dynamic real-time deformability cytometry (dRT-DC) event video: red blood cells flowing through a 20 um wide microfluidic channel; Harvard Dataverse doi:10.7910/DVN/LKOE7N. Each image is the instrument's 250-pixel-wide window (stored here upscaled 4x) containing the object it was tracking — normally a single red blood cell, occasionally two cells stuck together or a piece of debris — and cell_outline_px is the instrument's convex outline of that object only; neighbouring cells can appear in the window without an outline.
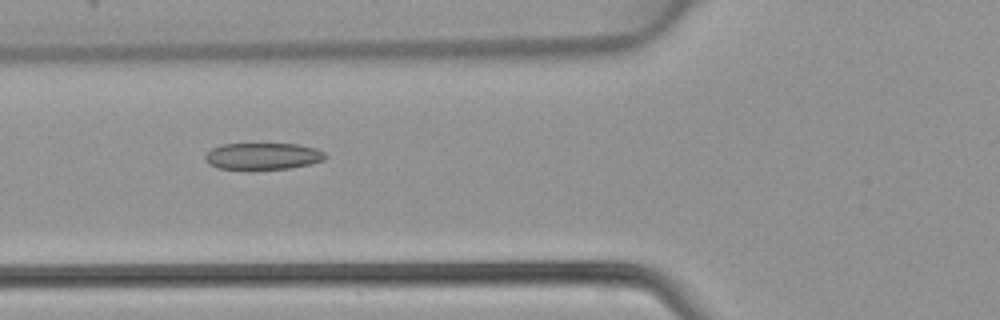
{"species": "common noctule bat (a hibernating species)", "species_latin": "Nyctalus noctula", "temperature_condition": "warm", "stored_images_in_passage": 47, "camera_frame_rate_fps": 3000, "um_per_image_px": 0.085, "animal": {"sex": "female", "body_mass_g": 22.7, "forearm_length_mm": 54.2}, "frame": {"image": 1, "passage_image": 18, "time_ms": 5.667, "image_size_px": [1000, 320], "cell_outline_px": [[328, 156], [324, 160], [308, 164], [288, 168], [252, 172], [216, 168], [208, 164], [204, 156], [212, 148], [224, 144], [296, 144], [316, 148], [324, 152]], "centroid_in_image_um": [22.3, 13.32], "position_along_channel_um": 103.5, "area_um2": 19.36}}
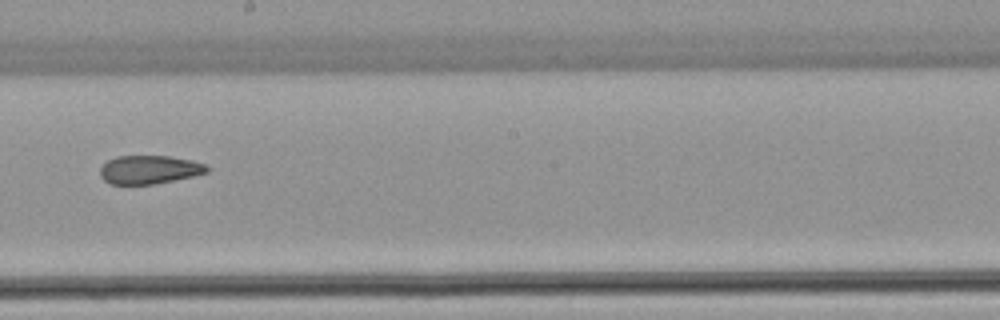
{"frame": {"image": 2, "passage_image": 27, "time_ms": 8.667, "image_size_px": [1000, 320], "cell_outline_px": [[208, 172], [192, 176], [152, 184], [112, 184], [104, 180], [100, 176], [100, 168], [108, 160], [116, 156], [168, 156], [192, 160], [204, 164], [208, 168]], "centroid_in_image_um": [12.66, 14.41], "position_along_channel_um": 235.5, "area_um2": 17.51}}
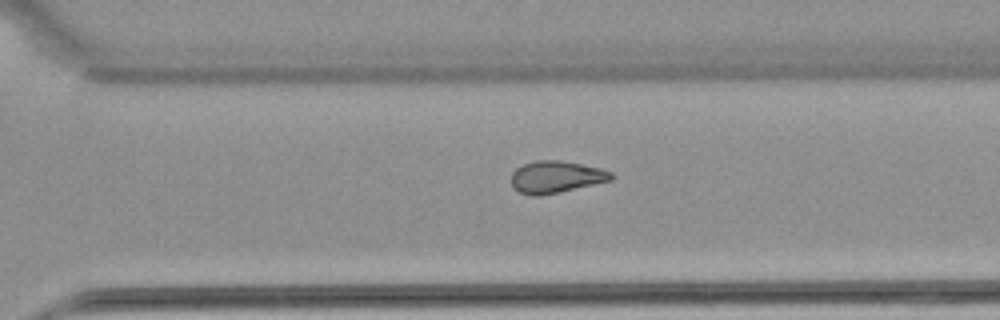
{"frame": {"image": 3, "passage_image": 33, "time_ms": 10.667, "image_size_px": [1000, 320], "cell_outline_px": [[616, 176], [612, 180], [540, 196], [528, 196], [512, 188], [512, 172], [516, 168], [524, 164], [536, 160], [560, 160], [600, 168], [612, 172]], "centroid_in_image_um": [47.25, 15.04], "position_along_channel_um": 323.3, "area_um2": 18.67}}